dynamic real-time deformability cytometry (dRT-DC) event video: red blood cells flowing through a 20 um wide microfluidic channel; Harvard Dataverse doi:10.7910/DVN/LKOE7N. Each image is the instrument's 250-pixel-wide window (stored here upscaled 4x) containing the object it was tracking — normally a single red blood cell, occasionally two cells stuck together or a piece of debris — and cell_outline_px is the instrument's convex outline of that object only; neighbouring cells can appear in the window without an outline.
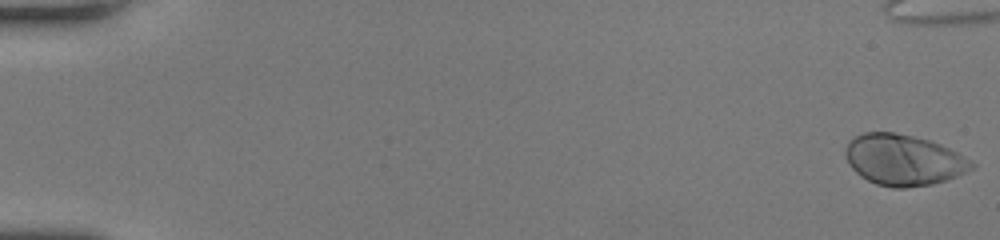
{"species": "human", "species_latin": "Homo sapiens", "temperature_condition": "room temperature", "stored_images_in_passage": 46, "camera_frame_rate_fps": 3000, "um_per_image_px": 0.085, "donor": {"sex": "female"}, "frame": {"image": 1, "passage_image": 1, "time_ms": 0.0, "image_size_px": [1000, 240], "cell_outline_px": [[976, 164], [972, 168], [956, 176], [932, 184], [904, 188], [892, 188], [876, 184], [860, 176], [848, 164], [844, 152], [848, 140], [864, 132], [892, 132], [912, 136], [928, 140], [940, 144], [956, 152]], "centroid_in_image_um": [76.74, 13.59], "position_along_channel_um": 8.3, "area_um2": 37.22}}
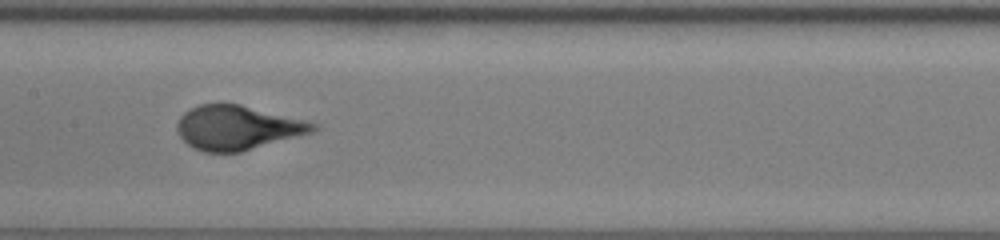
{"frame": {"image": 2, "passage_image": 27, "time_ms": 8.667, "image_size_px": [1000, 240], "cell_outline_px": [[316, 128], [312, 132], [240, 152], [204, 152], [192, 148], [180, 136], [176, 128], [176, 124], [180, 116], [184, 112], [200, 104], [240, 104], [316, 124]], "centroid_in_image_um": [20.1, 10.86], "position_along_channel_um": 187.3, "area_um2": 34.39}}
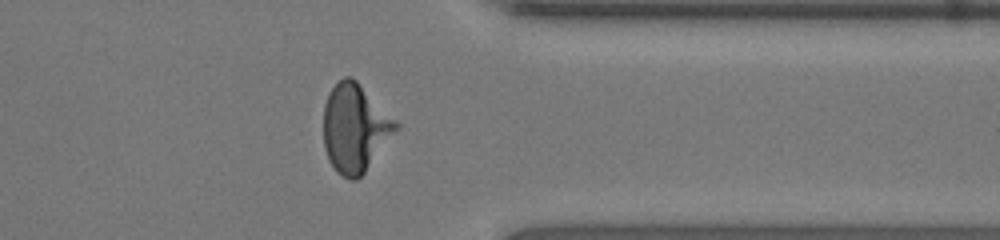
{"frame": {"image": 3, "passage_image": 41, "time_ms": 13.333, "image_size_px": [1000, 240], "cell_outline_px": [[400, 128], [364, 172], [356, 180], [352, 180], [336, 172], [328, 160], [324, 148], [324, 104], [332, 88], [344, 76], [352, 76], [400, 124]], "centroid_in_image_um": [30.18, 10.89], "position_along_channel_um": 381.2, "area_um2": 37.05}}